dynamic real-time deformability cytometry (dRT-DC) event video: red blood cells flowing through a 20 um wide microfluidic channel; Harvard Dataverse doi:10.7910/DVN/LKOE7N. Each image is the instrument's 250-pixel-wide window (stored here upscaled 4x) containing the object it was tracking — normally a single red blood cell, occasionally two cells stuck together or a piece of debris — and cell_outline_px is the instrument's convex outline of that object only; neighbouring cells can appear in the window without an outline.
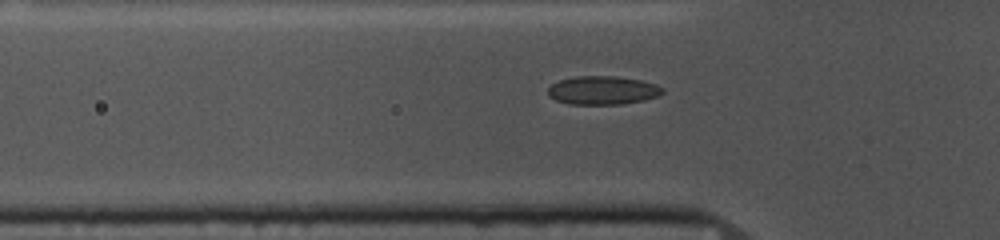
{"species": "common noctule bat (a hibernating species)", "species_latin": "Nyctalus noctula", "temperature_condition": "cold", "stored_images_in_passage": 35, "camera_frame_rate_fps": 3000, "um_per_image_px": 0.085, "animal": {"sex": "female", "body_mass_g": 10.0, "forearm_length_mm": 53.1}, "frame": {"image": 1, "passage_image": 7, "time_ms": 2.0, "image_size_px": [1000, 240], "cell_outline_px": [[664, 92], [660, 96], [644, 100], [620, 104], [568, 104], [556, 100], [548, 96], [548, 88], [552, 84], [560, 80], [576, 76], [616, 76], [640, 80], [656, 84], [664, 88]], "centroid_in_image_um": [51.25, 7.68], "position_along_channel_um": 74.6, "area_um2": 19.13}}
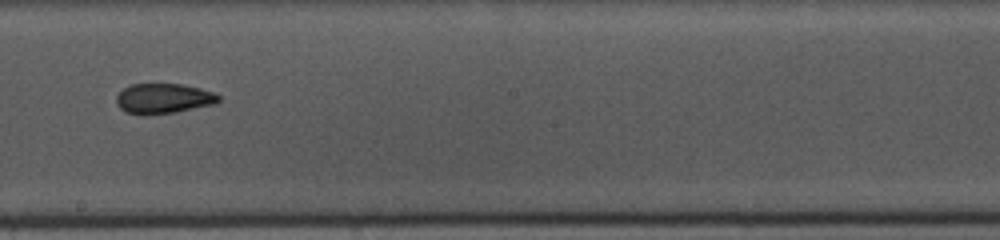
{"frame": {"image": 2, "passage_image": 20, "time_ms": 6.333, "image_size_px": [1000, 240], "cell_outline_px": [[220, 100], [216, 104], [176, 112], [124, 112], [116, 104], [116, 96], [124, 88], [132, 84], [184, 84], [216, 92], [220, 96]], "centroid_in_image_um": [13.97, 8.33], "position_along_channel_um": 234.2, "area_um2": 17.57}}
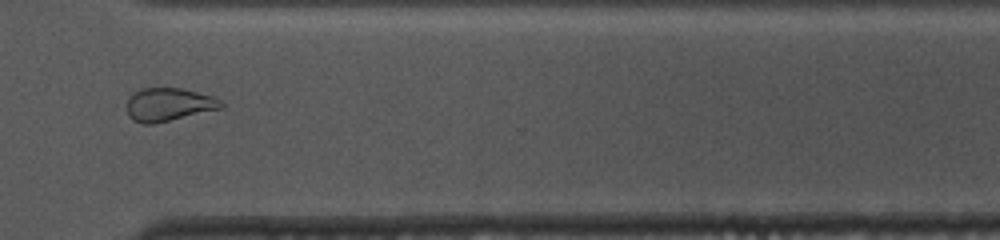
{"frame": {"image": 3, "passage_image": 30, "time_ms": 9.667, "image_size_px": [1000, 240], "cell_outline_px": [[224, 108], [152, 124], [144, 124], [132, 120], [128, 116], [128, 96], [140, 88], [184, 88], [212, 96], [220, 100], [224, 104]], "centroid_in_image_um": [14.34, 8.88], "position_along_channel_um": 356.3, "area_um2": 18.32}}